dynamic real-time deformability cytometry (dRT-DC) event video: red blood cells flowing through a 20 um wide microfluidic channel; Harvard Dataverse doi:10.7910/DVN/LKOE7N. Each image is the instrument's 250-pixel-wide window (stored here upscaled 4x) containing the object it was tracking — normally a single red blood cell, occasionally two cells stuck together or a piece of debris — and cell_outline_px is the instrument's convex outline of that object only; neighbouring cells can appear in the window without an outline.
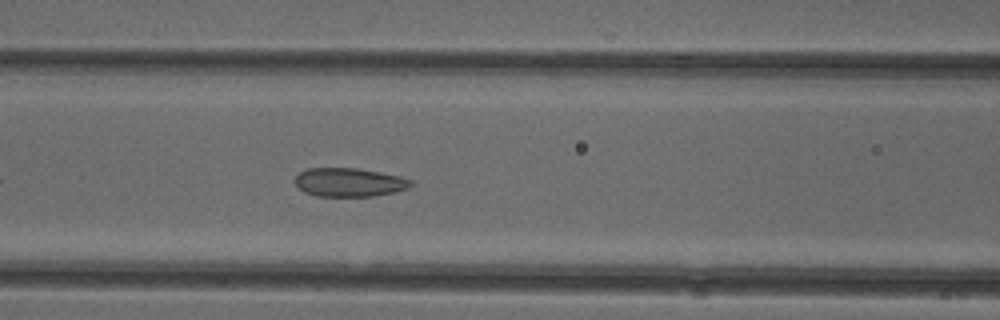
{"species": "common noctule bat (a hibernating species)", "species_latin": "Nyctalus noctula", "temperature_condition": "cold", "stored_images_in_passage": 35, "camera_frame_rate_fps": 3000, "um_per_image_px": 0.085, "animal": {"sex": "female"}, "frame": {"image": 1, "passage_image": 8, "time_ms": 2.333, "image_size_px": [1000, 320], "cell_outline_px": [[412, 184], [408, 188], [396, 192], [372, 196], [316, 196], [304, 192], [296, 184], [296, 176], [300, 172], [308, 168], [356, 168], [380, 172], [400, 176], [412, 180]], "centroid_in_image_um": [29.7, 15.49], "position_along_channel_um": 136.9, "area_um2": 19.31}}
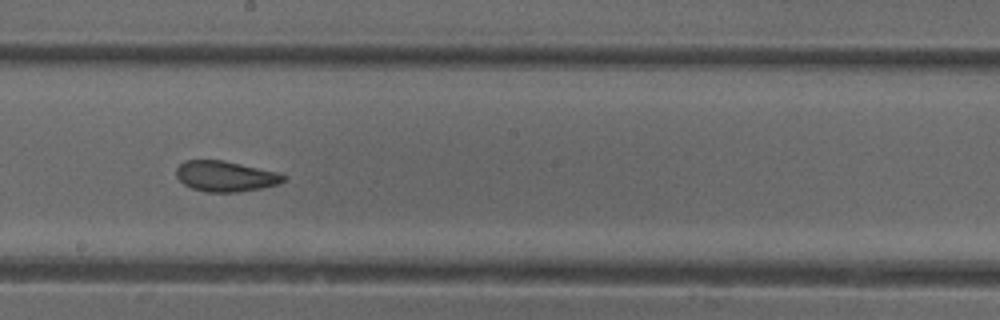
{"frame": {"image": 2, "passage_image": 15, "time_ms": 4.667, "image_size_px": [1000, 320], "cell_outline_px": [[288, 176], [284, 180], [276, 184], [260, 188], [236, 192], [204, 192], [192, 188], [184, 184], [176, 176], [176, 168], [184, 160], [224, 160], [280, 172]], "centroid_in_image_um": [19.16, 14.97], "position_along_channel_um": 229.0, "area_um2": 19.19}}
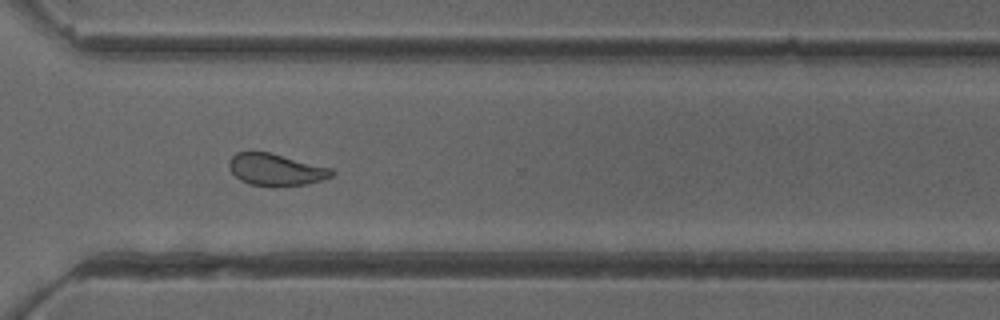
{"frame": {"image": 3, "passage_image": 24, "time_ms": 7.667, "image_size_px": [1000, 320], "cell_outline_px": [[336, 172], [332, 176], [308, 184], [248, 184], [240, 180], [228, 168], [228, 160], [236, 152], [268, 152], [332, 168]], "centroid_in_image_um": [23.43, 14.39], "position_along_channel_um": 347.2, "area_um2": 18.55}, "authors_computed_cell_mechanics": {"area_um2": 19.652, "velocity_mm_per_s": 3.9427, "shape_relaxation_time_tau1_ms": null, "shape_relaxation_time_tau2_ms": 1.7046, "deformation_change_tau1": null, "deformation_change_tau2": 0.0674}}